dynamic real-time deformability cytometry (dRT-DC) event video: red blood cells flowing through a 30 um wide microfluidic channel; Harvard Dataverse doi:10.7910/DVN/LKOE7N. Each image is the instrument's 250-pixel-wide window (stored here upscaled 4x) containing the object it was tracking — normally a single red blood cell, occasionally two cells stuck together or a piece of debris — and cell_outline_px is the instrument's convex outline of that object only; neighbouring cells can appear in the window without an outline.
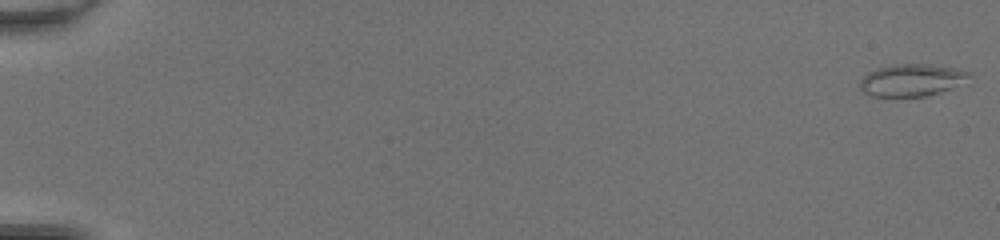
{"species": "common noctule bat (a hibernating species)", "species_latin": "Nyctalus noctula", "temperature_condition": "room temperature", "stored_images_in_passage": 50, "camera_frame_rate_fps": 3000, "um_per_image_px": 0.085, "animal": {"sex": "female", "body_mass_g": 20.0, "forearm_length_mm": 54.0}, "frame": {"image": 1, "passage_image": 1, "time_ms": 0.0, "image_size_px": [1000, 240], "cell_outline_px": [[972, 84], [924, 96], [872, 96], [864, 92], [860, 88], [860, 80], [868, 72], [876, 68], [892, 64], [928, 64], [956, 68], [972, 72]], "centroid_in_image_um": [77.64, 6.8], "position_along_channel_um": 7.4, "area_um2": 21.15}}
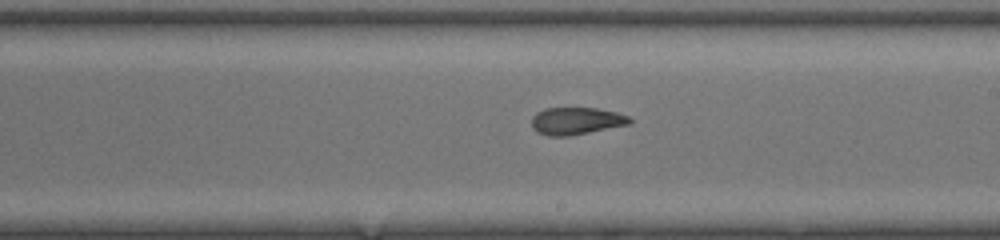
{"frame": {"image": 2, "passage_image": 31, "time_ms": 10.0, "image_size_px": [1000, 240], "cell_outline_px": [[632, 124], [568, 136], [548, 136], [536, 132], [532, 128], [532, 116], [536, 112], [544, 108], [596, 108], [616, 112], [628, 116], [632, 120]], "centroid_in_image_um": [48.96, 10.28], "position_along_channel_um": 240.0, "area_um2": 15.72}}
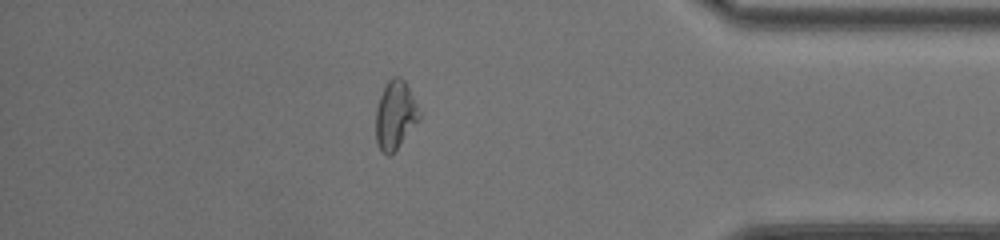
{"frame": {"image": 3, "passage_image": 44, "time_ms": 14.333, "image_size_px": [1000, 240], "cell_outline_px": [[420, 116], [400, 144], [388, 156], [376, 144], [376, 108], [380, 96], [388, 80], [392, 76], [400, 76], [404, 80], [420, 112]], "centroid_in_image_um": [33.56, 9.75], "position_along_channel_um": 401.6, "area_um2": 16.76}, "authors_computed_cell_mechanics": {"area_um2": 17.4845, "velocity_mm_per_s": 4.3423, "shape_relaxation_time_tau1_ms": null, "shape_relaxation_time_tau2_ms": 1.874, "deformation_change_tau1": null, "deformation_change_tau2": 0.0815}}